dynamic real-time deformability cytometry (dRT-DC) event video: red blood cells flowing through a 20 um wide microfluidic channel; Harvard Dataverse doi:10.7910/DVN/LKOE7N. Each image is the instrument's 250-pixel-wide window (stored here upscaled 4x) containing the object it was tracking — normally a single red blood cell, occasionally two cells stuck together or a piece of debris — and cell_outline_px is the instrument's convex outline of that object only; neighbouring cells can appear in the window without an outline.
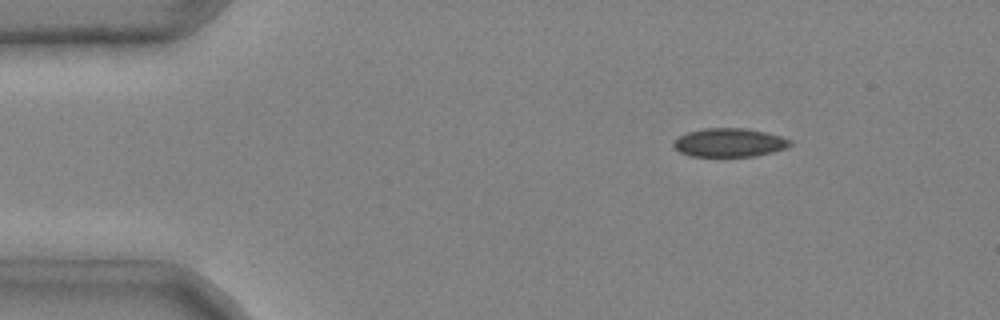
{"species": "common noctule bat (a hibernating species)", "species_latin": "Nyctalus noctula", "temperature_condition": "cold", "stored_images_in_passage": 4, "camera_frame_rate_fps": 3000, "um_per_image_px": 0.085, "animal": {"sex": "male", "body_mass_g": 20.4}, "frame": {"image": 1, "passage_image": 2, "time_ms": 0.333, "image_size_px": [1000, 320], "cell_outline_px": [[792, 144], [784, 148], [772, 152], [756, 156], [692, 156], [680, 152], [672, 144], [680, 136], [688, 132], [704, 128], [748, 128], [768, 132], [792, 140]], "centroid_in_image_um": [62.03, 12.11], "position_along_channel_um": 23.0, "area_um2": 19.36}}